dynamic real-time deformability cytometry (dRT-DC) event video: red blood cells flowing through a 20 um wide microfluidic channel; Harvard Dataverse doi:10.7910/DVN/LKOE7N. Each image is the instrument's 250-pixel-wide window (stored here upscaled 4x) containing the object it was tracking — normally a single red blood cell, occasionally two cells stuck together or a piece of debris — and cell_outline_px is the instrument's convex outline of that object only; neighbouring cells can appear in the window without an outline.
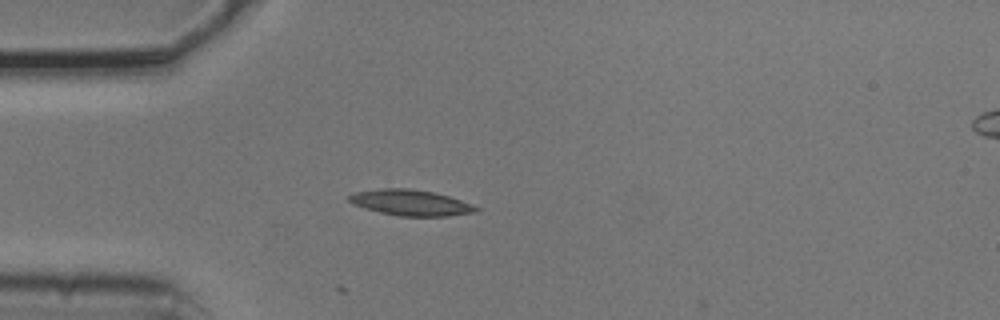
{"species": "common noctule bat (a hibernating species)", "species_latin": "Nyctalus noctula", "temperature_condition": "cold", "stored_images_in_passage": 3, "camera_frame_rate_fps": 3000, "um_per_image_px": 0.085, "animal": {"sex": "male", "body_mass_g": 20.5, "forearm_length_mm": 52.5}, "frame": {"image": 1, "passage_image": 3, "time_ms": 0.667, "image_size_px": [1000, 320], "cell_outline_px": [[480, 208], [476, 212], [448, 216], [400, 216], [380, 212], [364, 208], [352, 204], [348, 200], [348, 196], [356, 192], [380, 188], [408, 188], [432, 192], [448, 196], [472, 204]], "centroid_in_image_um": [34.89, 17.23], "position_along_channel_um": 50.1, "area_um2": 19.02}}